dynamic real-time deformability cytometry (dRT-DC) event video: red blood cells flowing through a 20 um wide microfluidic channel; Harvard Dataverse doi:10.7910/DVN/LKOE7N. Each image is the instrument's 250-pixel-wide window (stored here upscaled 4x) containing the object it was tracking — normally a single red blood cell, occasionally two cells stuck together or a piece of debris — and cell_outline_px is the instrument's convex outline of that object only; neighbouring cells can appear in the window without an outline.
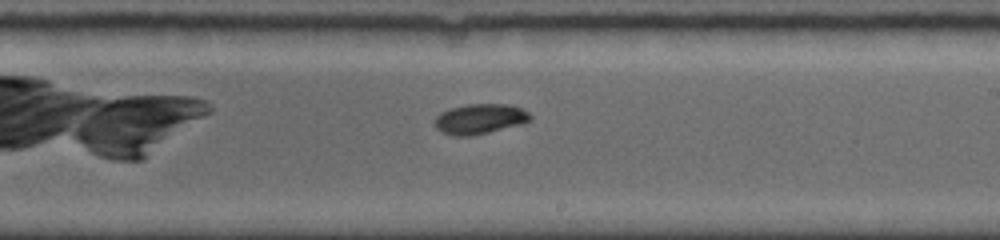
{"species": "common noctule bat (a hibernating species)", "species_latin": "Nyctalus noctula", "temperature_condition": "room temperature", "stored_images_in_passage": 20, "camera_frame_rate_fps": 5000, "um_per_image_px": 0.085, "animal": {"sex": "female", "body_mass_g": 19.0, "forearm_length_mm": 56.7}, "frame": {"image": 1, "passage_image": 15, "time_ms": 5.2, "image_size_px": [1000, 240], "cell_outline_px": [[532, 120], [524, 124], [472, 136], [452, 136], [440, 132], [432, 124], [432, 120], [440, 112], [448, 108], [468, 104], [512, 104], [528, 112], [532, 116]], "centroid_in_image_um": [40.75, 10.11], "position_along_channel_um": 248.2, "area_um2": 17.34}}